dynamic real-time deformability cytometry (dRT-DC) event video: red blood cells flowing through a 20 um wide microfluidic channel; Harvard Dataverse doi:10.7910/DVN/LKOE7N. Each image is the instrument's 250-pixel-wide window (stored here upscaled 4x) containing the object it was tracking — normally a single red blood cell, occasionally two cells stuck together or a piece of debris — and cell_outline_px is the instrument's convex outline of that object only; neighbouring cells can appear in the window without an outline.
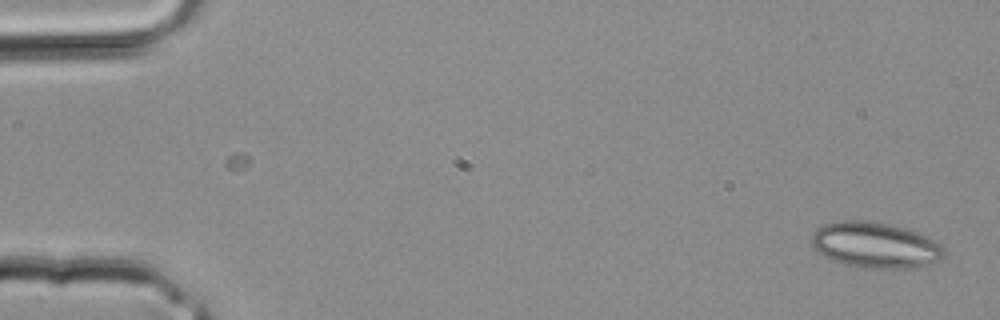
{"species": "common noctule bat (a hibernating species)", "species_latin": "Nyctalus noctula", "temperature_condition": "room temperature", "stored_images_in_passage": 3, "camera_frame_rate_fps": 3000, "um_per_image_px": 0.085, "animal": {"sex": "male", "body_mass_g": 20.4}, "frame": {"image": 1, "passage_image": 1, "time_ms": 0.0, "image_size_px": [1000, 320], "cell_outline_px": [[944, 256], [940, 260], [912, 268], [864, 268], [844, 264], [832, 260], [824, 256], [812, 244], [812, 236], [816, 228], [824, 224], [840, 220], [860, 220], [888, 224], [908, 228], [928, 236], [940, 244], [944, 248]], "centroid_in_image_um": [74.41, 20.82], "position_along_channel_um": 10.6, "area_um2": 35.32}}